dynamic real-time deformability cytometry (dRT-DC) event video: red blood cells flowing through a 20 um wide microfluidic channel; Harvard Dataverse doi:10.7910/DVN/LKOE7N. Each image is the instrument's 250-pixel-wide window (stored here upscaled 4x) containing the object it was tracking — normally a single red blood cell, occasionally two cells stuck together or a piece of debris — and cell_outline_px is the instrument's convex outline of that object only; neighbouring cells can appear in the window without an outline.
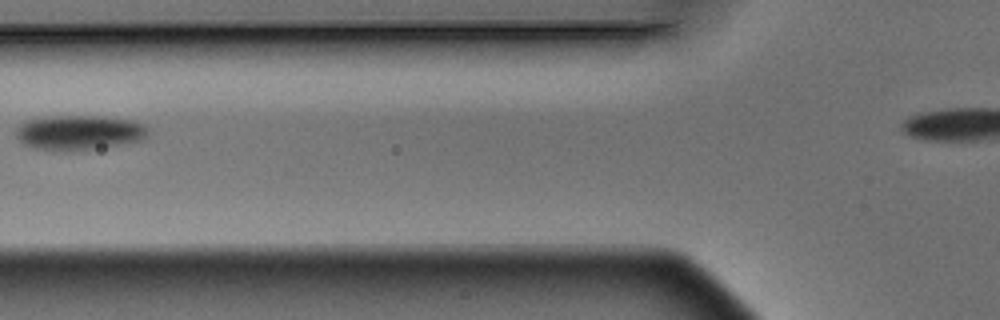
{"species": "Egyptian fruit bat (a non-hibernating species)", "species_latin": "Rousettus aegyptiacus", "temperature_condition": "warm", "stored_images_in_passage": 4, "camera_frame_rate_fps": 3000, "um_per_image_px": 0.085, "animal": {"sex": "male"}, "frame": {"image": 1, "passage_image": 4, "time_ms": 1.0, "image_size_px": [1000, 320], "cell_outline_px": [[148, 136], [144, 140], [92, 148], [36, 148], [24, 144], [16, 136], [16, 132], [20, 124], [24, 120], [48, 116], [96, 116], [136, 120], [144, 124], [148, 128]], "centroid_in_image_um": [6.78, 11.21], "position_along_channel_um": 119.0, "area_um2": 26.01}}